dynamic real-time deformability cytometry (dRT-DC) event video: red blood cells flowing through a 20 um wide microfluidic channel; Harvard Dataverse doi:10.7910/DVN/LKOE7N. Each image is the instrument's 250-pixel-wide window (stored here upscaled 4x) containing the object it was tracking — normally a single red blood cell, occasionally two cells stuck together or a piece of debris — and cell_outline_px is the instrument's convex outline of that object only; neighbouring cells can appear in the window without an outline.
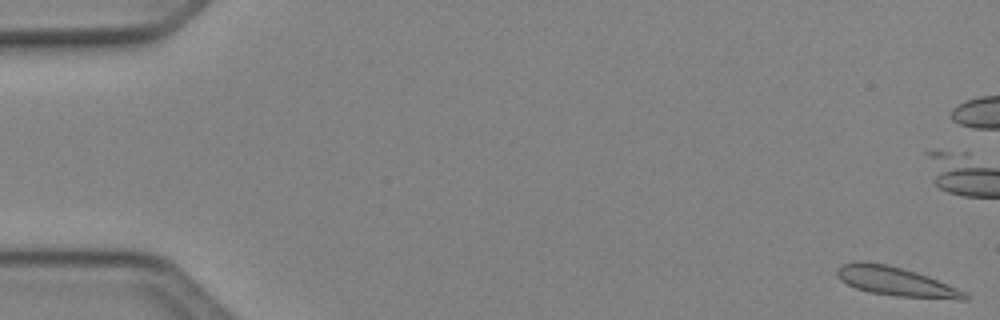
{"species": "Egyptian fruit bat (a non-hibernating species)", "species_latin": "Rousettus aegyptiacus", "temperature_condition": "cold", "stored_images_in_passage": 51, "camera_frame_rate_fps": 3000, "um_per_image_px": 0.085, "animal": {"sex": "female"}, "frame": {"image": 1, "passage_image": 1, "time_ms": 0.0, "image_size_px": [1000, 320], "cell_outline_px": [[968, 300], [960, 300], [900, 296], [868, 292], [856, 288], [840, 280], [836, 276], [836, 268], [844, 264], [856, 260], [860, 260], [888, 264], [916, 272], [928, 276], [956, 288], [964, 292], [968, 296]], "centroid_in_image_um": [76.09, 23.91], "position_along_channel_um": 8.9, "area_um2": 21.62}}
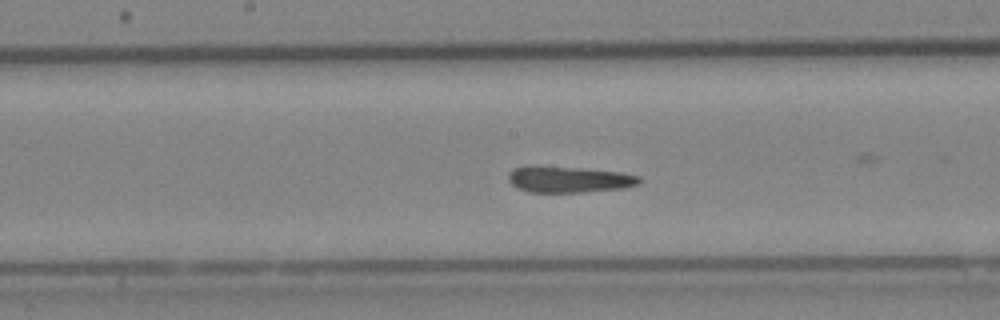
{"frame": {"image": 2, "passage_image": 26, "time_ms": 8.333, "image_size_px": [1000, 320], "cell_outline_px": [[640, 184], [624, 188], [584, 192], [528, 192], [512, 184], [508, 180], [508, 172], [512, 168], [528, 164], [580, 168], [620, 172], [640, 176]], "centroid_in_image_um": [48.31, 15.23], "position_along_channel_um": 199.9, "area_um2": 20.35}}
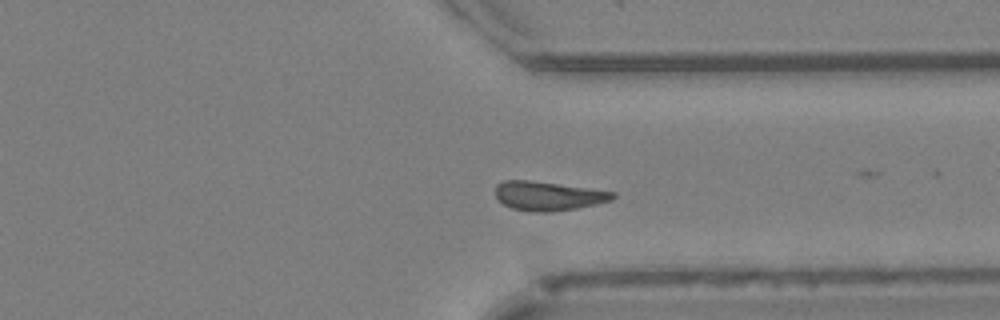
{"frame": {"image": 3, "passage_image": 38, "time_ms": 12.333, "image_size_px": [1000, 320], "cell_outline_px": [[616, 196], [612, 200], [596, 204], [576, 208], [552, 212], [532, 212], [512, 208], [504, 204], [496, 196], [496, 184], [504, 180], [528, 180], [616, 192]], "centroid_in_image_um": [46.59, 16.66], "position_along_channel_um": 364.8, "area_um2": 19.71}}